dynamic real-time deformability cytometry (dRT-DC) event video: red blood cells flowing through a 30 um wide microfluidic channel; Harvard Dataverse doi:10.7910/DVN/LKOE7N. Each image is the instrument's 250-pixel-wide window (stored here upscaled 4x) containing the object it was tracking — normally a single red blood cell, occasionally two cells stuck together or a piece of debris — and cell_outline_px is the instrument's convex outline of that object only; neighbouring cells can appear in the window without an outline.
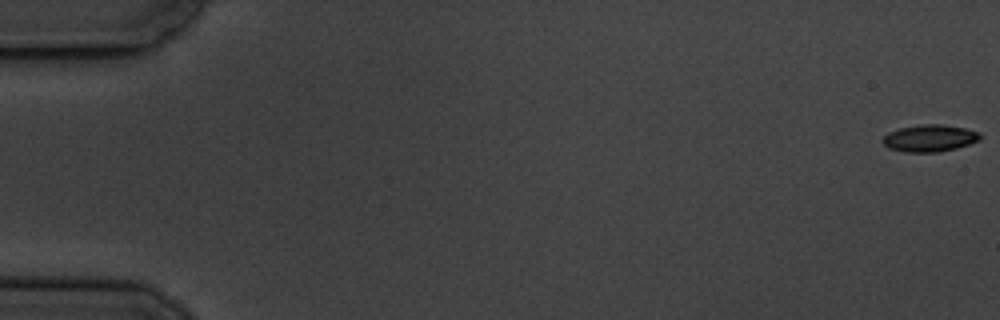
{"species": "common noctule bat (a hibernating species)", "species_latin": "Nyctalus noctula", "temperature_condition": "cold", "stored_images_in_passage": 27, "camera_frame_rate_fps": 3000, "um_per_image_px": 0.085, "animal": {"sex": "male", "body_mass_g": 19.5, "forearm_length_mm": 54.6}, "frame": {"image": 1, "passage_image": 1, "time_ms": 0.0, "image_size_px": [1000, 320], "cell_outline_px": [[984, 136], [980, 140], [956, 148], [936, 152], [904, 152], [888, 148], [880, 140], [888, 132], [900, 128], [920, 124], [940, 124], [964, 128], [980, 132]], "centroid_in_image_um": [79.02, 11.74], "position_along_channel_um": 6.0, "area_um2": 15.43}}
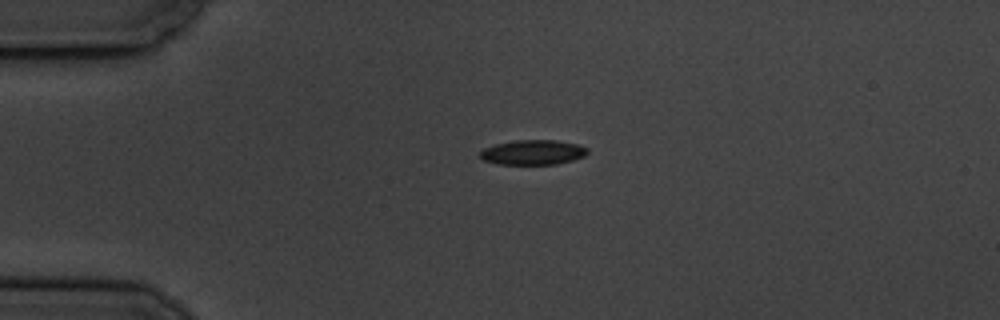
{"frame": {"image": 2, "passage_image": 14, "time_ms": 4.333, "image_size_px": [1000, 320], "cell_outline_px": [[588, 152], [584, 156], [572, 160], [556, 164], [496, 164], [480, 160], [480, 152], [484, 148], [496, 144], [516, 140], [556, 140], [576, 144], [588, 148]], "centroid_in_image_um": [45.27, 12.95], "position_along_channel_um": 39.7, "area_um2": 15.55}}
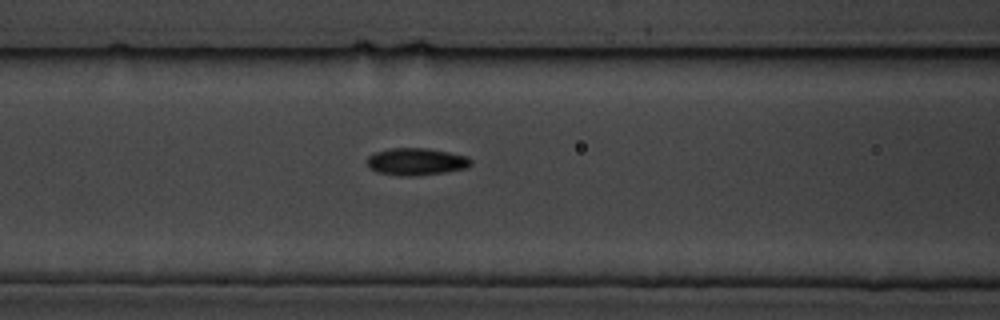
{"frame": {"image": 3, "passage_image": 24, "time_ms": 7.667, "image_size_px": [1000, 320], "cell_outline_px": [[472, 164], [468, 168], [444, 172], [416, 176], [400, 176], [376, 172], [368, 168], [368, 156], [376, 152], [392, 148], [428, 148], [468, 156], [472, 160]], "centroid_in_image_um": [35.4, 13.75], "position_along_channel_um": 131.2, "area_um2": 16.59}}